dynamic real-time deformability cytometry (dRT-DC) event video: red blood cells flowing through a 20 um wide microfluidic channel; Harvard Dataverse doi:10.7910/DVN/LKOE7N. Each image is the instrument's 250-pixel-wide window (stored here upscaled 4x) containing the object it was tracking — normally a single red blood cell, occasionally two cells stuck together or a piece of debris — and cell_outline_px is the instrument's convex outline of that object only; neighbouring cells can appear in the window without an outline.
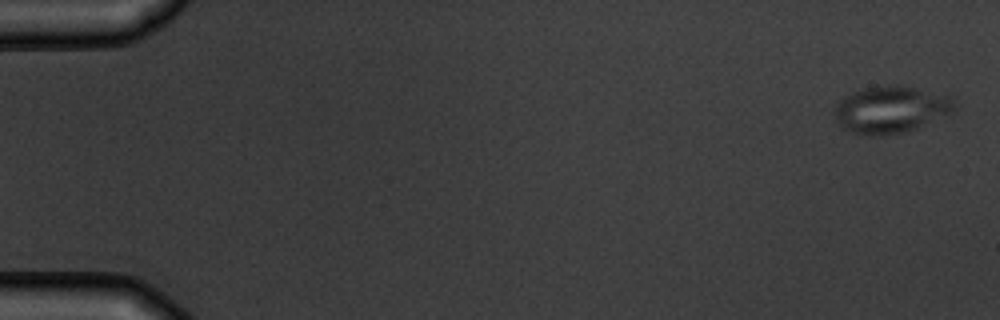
{"species": "common noctule bat (a hibernating species)", "species_latin": "Nyctalus noctula", "temperature_condition": "warm", "stored_images_in_passage": 7, "camera_frame_rate_fps": 3000, "um_per_image_px": 0.085, "animal": {"sex": "male", "body_mass_g": 19.5, "forearm_length_mm": 54.6}, "frame": {"image": 1, "passage_image": 1, "time_ms": 0.0, "image_size_px": [1000, 320], "cell_outline_px": [[960, 104], [956, 108], [948, 112], [912, 128], [900, 132], [880, 136], [848, 132], [836, 120], [836, 104], [844, 96], [860, 88], [888, 84], [900, 84], [956, 96]], "centroid_in_image_um": [75.74, 9.24], "position_along_channel_um": 9.3, "area_um2": 32.77}}